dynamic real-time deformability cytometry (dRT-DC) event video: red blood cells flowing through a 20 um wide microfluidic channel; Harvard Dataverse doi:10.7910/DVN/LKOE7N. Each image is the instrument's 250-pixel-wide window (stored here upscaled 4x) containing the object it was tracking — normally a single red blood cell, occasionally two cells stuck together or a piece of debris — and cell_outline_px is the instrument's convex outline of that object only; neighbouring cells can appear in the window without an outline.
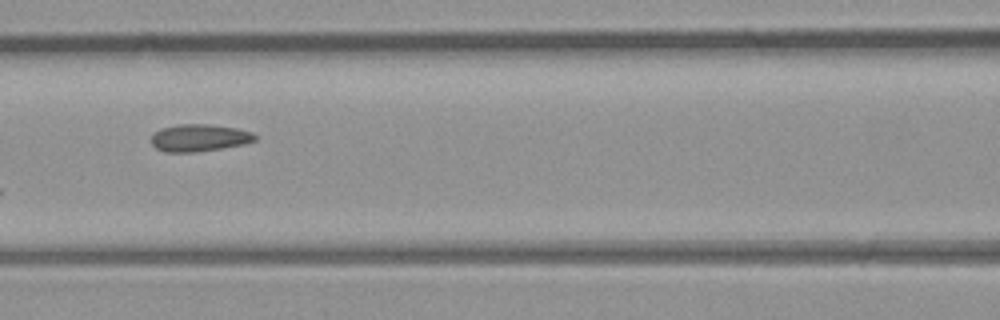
{"species": "common noctule bat (a hibernating species)", "species_latin": "Nyctalus noctula", "temperature_condition": "room temperature", "stored_images_in_passage": 7, "camera_frame_rate_fps": 3000, "um_per_image_px": 0.085, "animal": {"sex": "male", "body_mass_g": 23.1, "forearm_length_mm": 52.7}, "frame": {"image": 1, "passage_image": 7, "time_ms": 2.0, "image_size_px": [1000, 320], "cell_outline_px": [[256, 140], [244, 144], [196, 152], [164, 152], [156, 148], [152, 144], [152, 132], [160, 128], [176, 124], [208, 124], [236, 128], [252, 132], [256, 136]], "centroid_in_image_um": [16.9, 11.71], "position_along_channel_um": 149.7, "area_um2": 16.53}}